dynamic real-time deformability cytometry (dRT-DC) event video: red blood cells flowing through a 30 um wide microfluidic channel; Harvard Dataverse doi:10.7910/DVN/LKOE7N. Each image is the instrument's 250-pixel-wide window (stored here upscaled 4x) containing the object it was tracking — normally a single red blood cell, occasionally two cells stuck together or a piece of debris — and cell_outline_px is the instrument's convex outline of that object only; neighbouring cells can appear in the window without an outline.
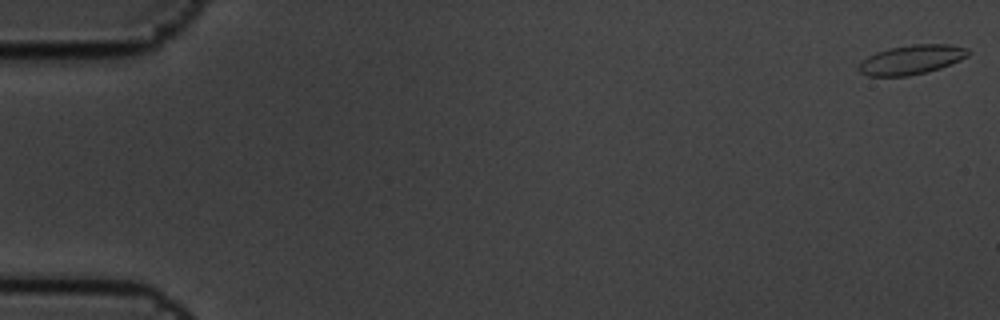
{"species": "common noctule bat (a hibernating species)", "species_latin": "Nyctalus noctula", "temperature_condition": "cold", "stored_images_in_passage": 5, "camera_frame_rate_fps": 3000, "um_per_image_px": 0.085, "animal": {"sex": "male", "body_mass_g": 19.5, "forearm_length_mm": 54.6}, "frame": {"image": 1, "passage_image": 1, "time_ms": 0.0, "image_size_px": [1000, 320], "cell_outline_px": [[968, 56], [960, 60], [940, 68], [928, 72], [908, 76], [868, 76], [860, 72], [856, 68], [856, 64], [860, 60], [876, 52], [888, 48], [912, 44], [948, 44], [968, 48]], "centroid_in_image_um": [77.41, 5.07], "position_along_channel_um": 7.6, "area_um2": 18.96}}
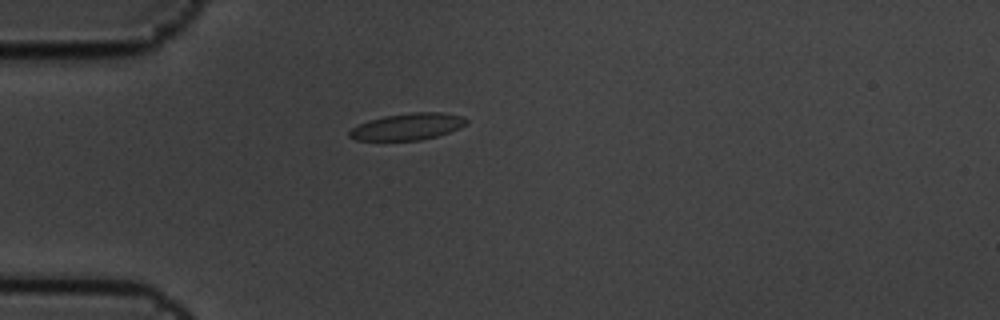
{"frame": {"image": 2, "passage_image": 5, "time_ms": 1.333, "image_size_px": [1000, 320], "cell_outline_px": [[468, 120], [460, 128], [436, 136], [420, 140], [356, 140], [348, 136], [348, 132], [352, 128], [368, 120], [384, 116], [412, 112], [444, 112], [464, 116]], "centroid_in_image_um": [34.65, 10.75], "position_along_channel_um": 50.4, "area_um2": 18.15}}